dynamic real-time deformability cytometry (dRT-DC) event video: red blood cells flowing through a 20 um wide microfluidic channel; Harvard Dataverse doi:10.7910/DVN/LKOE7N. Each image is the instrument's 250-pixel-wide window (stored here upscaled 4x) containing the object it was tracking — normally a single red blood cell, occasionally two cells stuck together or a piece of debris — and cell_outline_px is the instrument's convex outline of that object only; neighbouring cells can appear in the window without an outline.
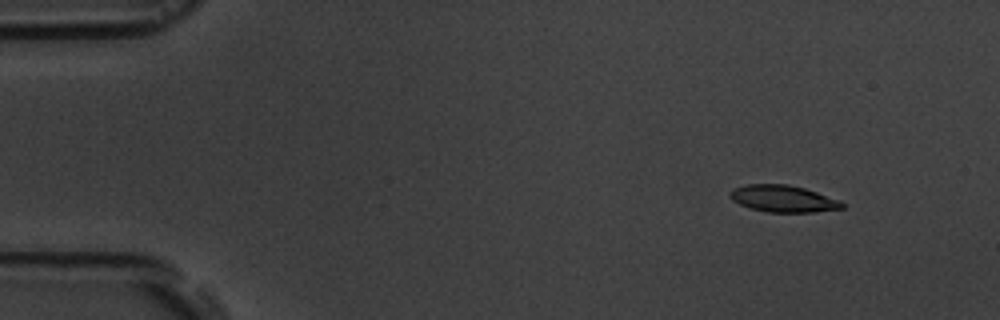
{"species": "common noctule bat (a hibernating species)", "species_latin": "Nyctalus noctula", "temperature_condition": "room temperature", "stored_images_in_passage": 6, "camera_frame_rate_fps": 3000, "um_per_image_px": 0.085, "animal": {"sex": "male", "body_mass_g": 19.5, "forearm_length_mm": 54.6}, "frame": {"image": 1, "passage_image": 2, "time_ms": 1.333, "image_size_px": [1000, 320], "cell_outline_px": [[844, 208], [816, 212], [768, 212], [752, 208], [740, 204], [732, 200], [728, 196], [732, 188], [748, 184], [788, 184], [804, 188], [840, 200], [844, 204]], "centroid_in_image_um": [66.56, 16.88], "position_along_channel_um": 18.4, "area_um2": 17.51}}
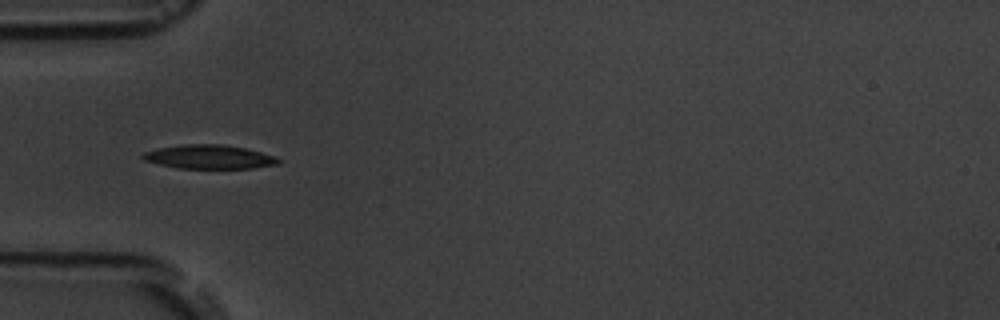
{"frame": {"image": 2, "passage_image": 5, "time_ms": 5.333, "image_size_px": [1000, 320], "cell_outline_px": [[280, 160], [276, 164], [252, 168], [176, 168], [144, 160], [140, 156], [144, 152], [156, 148], [184, 144], [220, 144], [244, 148], [276, 156]], "centroid_in_image_um": [17.73, 13.33], "position_along_channel_um": 67.3, "area_um2": 18.73}}
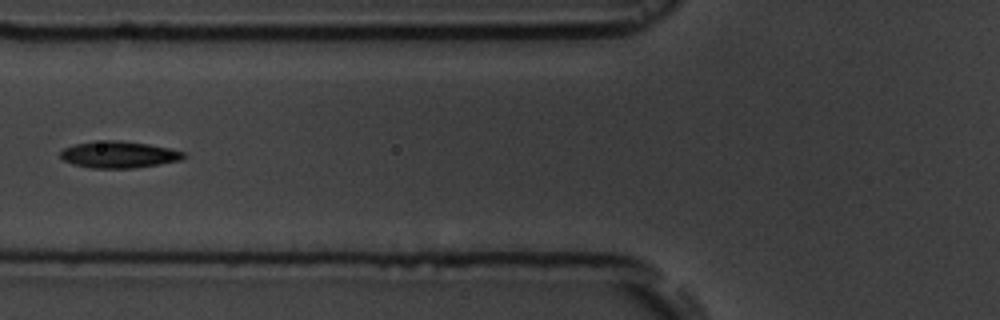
{"frame": {"image": 3, "passage_image": 6, "time_ms": 6.667, "image_size_px": [1000, 320], "cell_outline_px": [[184, 156], [180, 160], [132, 168], [92, 168], [72, 164], [64, 160], [60, 156], [60, 152], [64, 148], [76, 144], [104, 140], [120, 140], [148, 144], [168, 148], [184, 152]], "centroid_in_image_um": [10.06, 13.13], "position_along_channel_um": 115.7, "area_um2": 18.84}}